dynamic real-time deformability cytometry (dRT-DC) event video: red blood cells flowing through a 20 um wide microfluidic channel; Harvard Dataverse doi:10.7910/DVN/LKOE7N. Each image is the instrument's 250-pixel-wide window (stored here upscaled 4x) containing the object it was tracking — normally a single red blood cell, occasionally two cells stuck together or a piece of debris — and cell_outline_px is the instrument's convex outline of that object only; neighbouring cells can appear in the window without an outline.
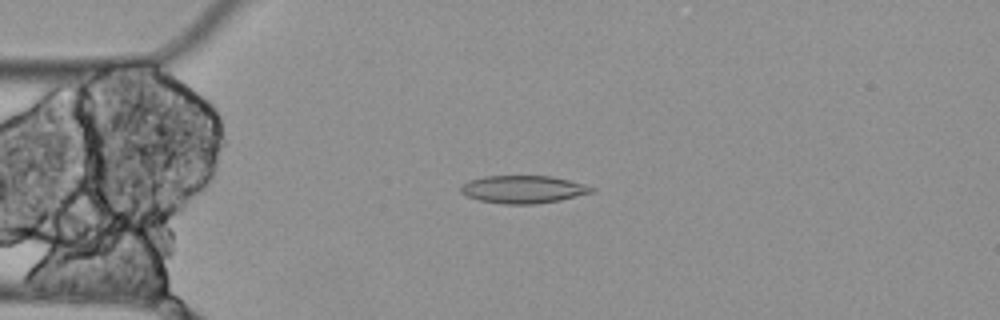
{"species": "Egyptian fruit bat (a non-hibernating species)", "species_latin": "Rousettus aegyptiacus", "temperature_condition": "cold", "stored_images_in_passage": 3, "camera_frame_rate_fps": 3000, "um_per_image_px": 0.085, "animal": {"sex": "female"}, "frame": {"image": 1, "passage_image": 3, "time_ms": 0.667, "image_size_px": [1000, 320], "cell_outline_px": [[596, 192], [560, 200], [536, 204], [504, 204], [480, 200], [468, 196], [460, 192], [460, 184], [468, 180], [484, 176], [552, 176], [584, 184], [596, 188]], "centroid_in_image_um": [44.48, 16.09], "position_along_channel_um": 40.5, "area_um2": 21.27}}